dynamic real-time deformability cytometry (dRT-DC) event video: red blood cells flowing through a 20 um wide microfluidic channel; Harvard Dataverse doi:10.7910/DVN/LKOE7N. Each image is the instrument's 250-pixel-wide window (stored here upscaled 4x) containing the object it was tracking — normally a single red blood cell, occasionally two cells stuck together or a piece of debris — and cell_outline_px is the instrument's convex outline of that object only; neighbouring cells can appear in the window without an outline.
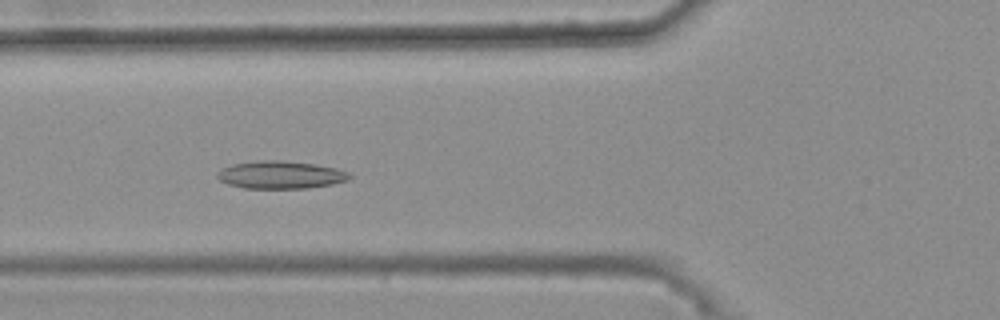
{"species": "common noctule bat (a hibernating species)", "species_latin": "Nyctalus noctula", "temperature_condition": "warm", "stored_images_in_passage": 46, "camera_frame_rate_fps": 3000, "um_per_image_px": 0.085, "animal": {"sex": "female", "body_mass_g": 25.1}, "frame": {"image": 1, "passage_image": 20, "time_ms": 6.333, "image_size_px": [1000, 320], "cell_outline_px": [[352, 176], [348, 180], [332, 184], [308, 188], [244, 188], [228, 184], [220, 180], [216, 176], [224, 168], [232, 164], [260, 160], [280, 160], [316, 164], [336, 168], [348, 172]], "centroid_in_image_um": [23.88, 14.86], "position_along_channel_um": 101.9, "area_um2": 21.21}}
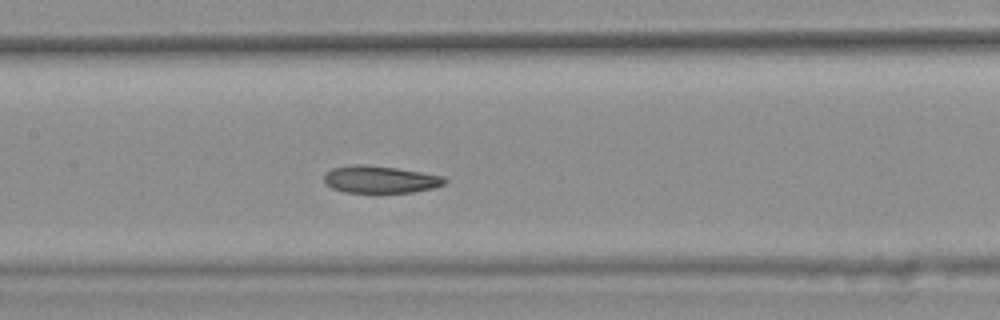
{"frame": {"image": 2, "passage_image": 26, "time_ms": 8.333, "image_size_px": [1000, 320], "cell_outline_px": [[448, 180], [444, 184], [432, 188], [412, 192], [344, 192], [332, 188], [324, 180], [324, 172], [332, 168], [352, 164], [364, 164], [396, 168], [444, 176]], "centroid_in_image_um": [32.29, 15.24], "position_along_channel_um": 175.1, "area_um2": 19.07}}
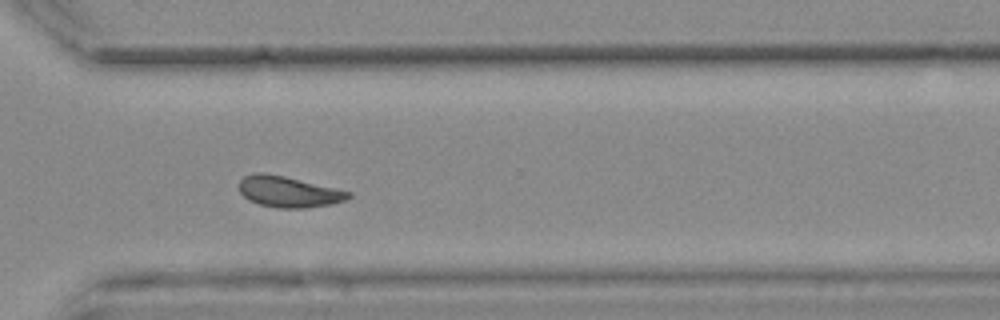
{"frame": {"image": 3, "passage_image": 40, "time_ms": 13.0, "image_size_px": [1000, 320], "cell_outline_px": [[352, 196], [344, 200], [332, 204], [304, 208], [280, 208], [260, 204], [248, 200], [240, 192], [240, 180], [244, 176], [252, 172], [264, 172], [284, 176], [336, 188], [352, 192]], "centroid_in_image_um": [24.52, 16.29], "position_along_channel_um": 346.1, "area_um2": 19.71}, "authors_computed_cell_mechanics": {"area_um2": 19.9988, "velocity_mm_per_s": 3.6641, "shape_relaxation_time_tau1_ms": null, "shape_relaxation_time_tau2_ms": 2.5868, "deformation_change_tau1": null, "deformation_change_tau2": 0.0803}}